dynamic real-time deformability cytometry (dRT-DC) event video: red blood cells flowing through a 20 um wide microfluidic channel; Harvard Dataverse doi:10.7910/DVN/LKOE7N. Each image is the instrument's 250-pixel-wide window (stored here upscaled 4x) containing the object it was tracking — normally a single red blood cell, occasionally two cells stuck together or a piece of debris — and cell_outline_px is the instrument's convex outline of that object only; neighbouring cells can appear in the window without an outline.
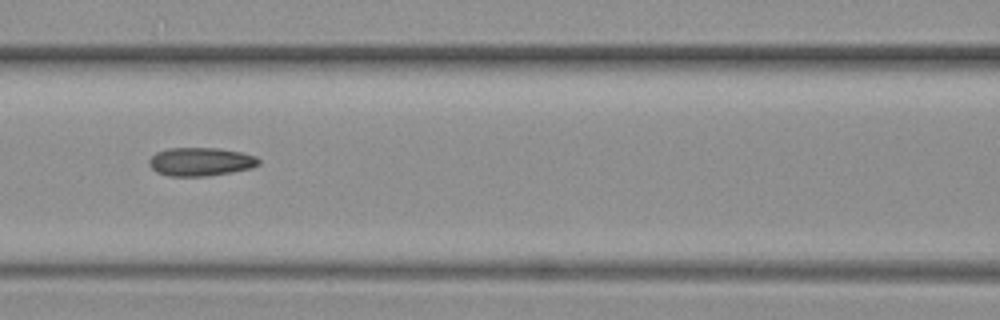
{"species": "common noctule bat (a hibernating species)", "species_latin": "Nyctalus noctula", "temperature_condition": "warm", "stored_images_in_passage": 14, "camera_frame_rate_fps": 3000, "um_per_image_px": 0.085, "animal": {"sex": "female", "body_mass_g": 19.3, "forearm_length_mm": 54.1}, "frame": {"image": 1, "passage_image": 5, "time_ms": 1.333, "image_size_px": [1000, 320], "cell_outline_px": [[260, 164], [252, 168], [232, 172], [208, 176], [168, 176], [156, 172], [148, 164], [148, 160], [156, 152], [168, 148], [220, 148], [240, 152], [256, 156], [260, 160]], "centroid_in_image_um": [17.05, 13.75], "position_along_channel_um": 149.5, "area_um2": 18.32}}
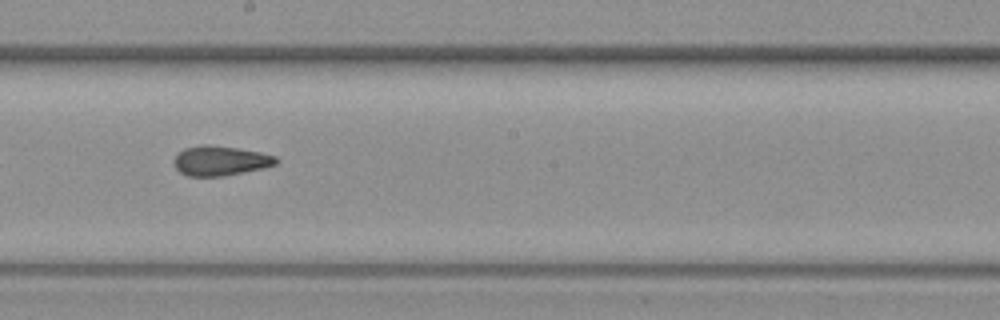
{"frame": {"image": 2, "passage_image": 7, "time_ms": 2.0, "image_size_px": [1000, 320], "cell_outline_px": [[280, 160], [276, 164], [264, 168], [224, 176], [188, 176], [180, 172], [176, 168], [176, 156], [184, 148], [200, 144], [208, 144], [236, 148], [260, 152], [276, 156]], "centroid_in_image_um": [18.77, 13.66], "position_along_channel_um": 229.4, "area_um2": 17.63}}